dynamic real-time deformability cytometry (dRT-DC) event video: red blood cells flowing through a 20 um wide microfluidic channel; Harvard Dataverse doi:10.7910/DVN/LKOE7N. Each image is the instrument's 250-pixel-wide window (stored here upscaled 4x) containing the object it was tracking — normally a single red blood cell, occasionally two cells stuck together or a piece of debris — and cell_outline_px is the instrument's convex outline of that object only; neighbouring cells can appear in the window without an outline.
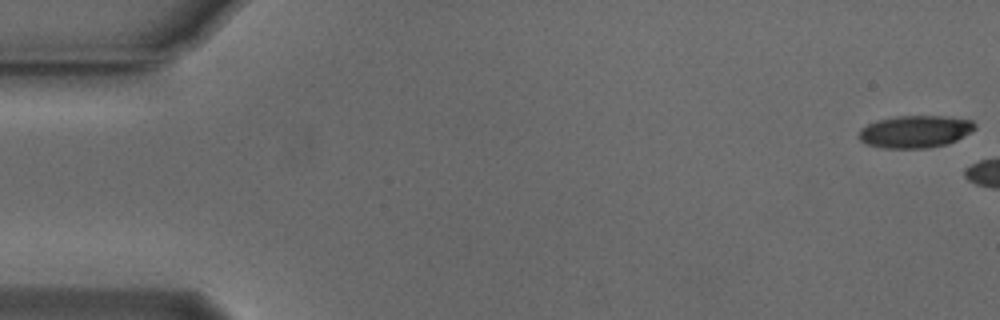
{"species": "Egyptian fruit bat (a non-hibernating species)", "species_latin": "Rousettus aegyptiacus", "temperature_condition": "cold", "stored_images_in_passage": 6, "camera_frame_rate_fps": 3000, "um_per_image_px": 0.085, "animal": {"sex": "male"}, "frame": {"image": 1, "passage_image": 1, "time_ms": 0.0, "image_size_px": [1000, 320], "cell_outline_px": [[976, 128], [956, 140], [948, 144], [928, 148], [880, 148], [868, 144], [860, 140], [856, 136], [860, 128], [868, 124], [880, 120], [896, 116], [944, 116], [972, 120], [976, 124]], "centroid_in_image_um": [77.77, 11.19], "position_along_channel_um": 7.2, "area_um2": 21.91}}